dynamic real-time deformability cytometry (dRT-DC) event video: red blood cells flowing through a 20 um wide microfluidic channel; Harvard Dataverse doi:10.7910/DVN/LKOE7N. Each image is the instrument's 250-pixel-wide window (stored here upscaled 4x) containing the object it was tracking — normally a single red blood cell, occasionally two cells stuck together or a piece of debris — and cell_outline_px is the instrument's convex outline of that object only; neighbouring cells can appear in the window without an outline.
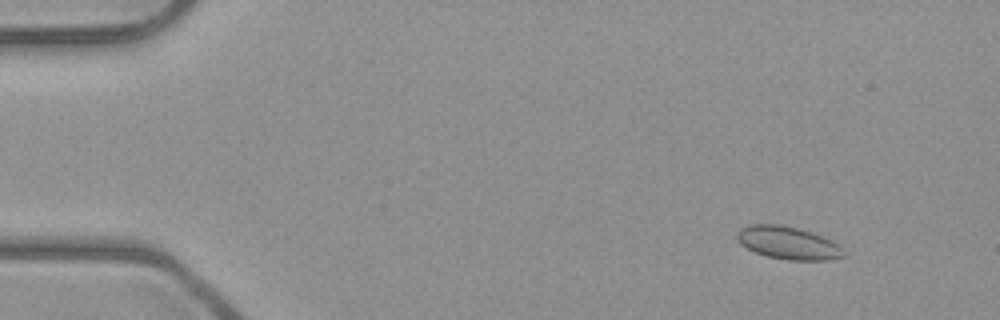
{"species": "common noctule bat (a hibernating species)", "species_latin": "Nyctalus noctula", "temperature_condition": "room temperature", "stored_images_in_passage": 53, "camera_frame_rate_fps": 3000, "um_per_image_px": 0.085, "animal": {"sex": "male", "body_mass_g": 23.1, "forearm_length_mm": 52.7}, "frame": {"image": 1, "passage_image": 6, "time_ms": 1.667, "image_size_px": [1000, 320], "cell_outline_px": [[844, 256], [828, 260], [788, 260], [768, 256], [756, 252], [740, 244], [736, 240], [736, 232], [740, 228], [748, 224], [780, 224], [800, 228], [812, 232], [832, 240], [844, 252]], "centroid_in_image_um": [66.94, 20.62], "position_along_channel_um": 18.1, "area_um2": 20.4}}
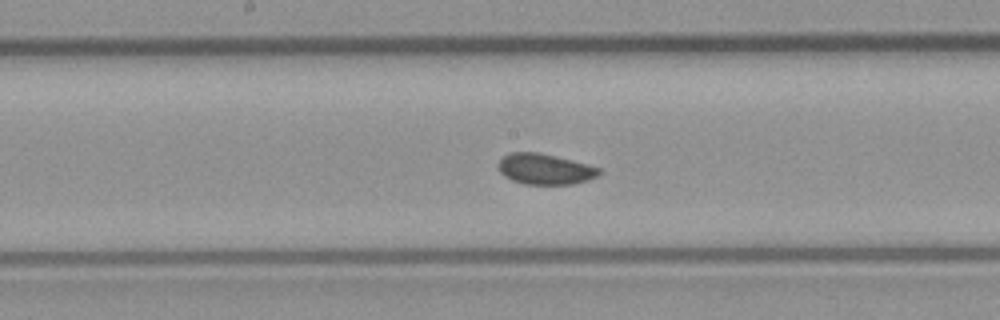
{"frame": {"image": 2, "passage_image": 28, "time_ms": 9.0, "image_size_px": [1000, 320], "cell_outline_px": [[600, 176], [588, 180], [572, 184], [524, 184], [512, 180], [504, 176], [500, 172], [500, 160], [508, 152], [540, 152], [588, 164], [600, 168]], "centroid_in_image_um": [46.35, 14.37], "position_along_channel_um": 201.8, "area_um2": 18.03}}
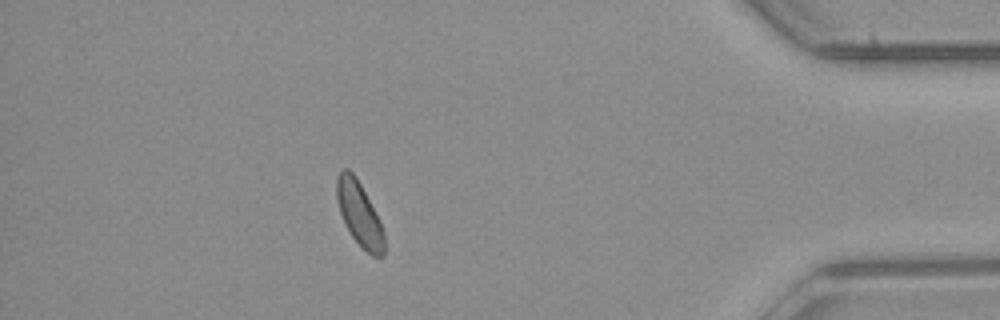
{"frame": {"image": 3, "passage_image": 47, "time_ms": 15.333, "image_size_px": [1000, 320], "cell_outline_px": [[384, 256], [372, 256], [352, 236], [344, 224], [336, 200], [336, 176], [344, 168], [348, 168], [356, 176], [380, 220], [384, 232]], "centroid_in_image_um": [30.53, 18.15], "position_along_channel_um": 404.7, "area_um2": 17.69}}